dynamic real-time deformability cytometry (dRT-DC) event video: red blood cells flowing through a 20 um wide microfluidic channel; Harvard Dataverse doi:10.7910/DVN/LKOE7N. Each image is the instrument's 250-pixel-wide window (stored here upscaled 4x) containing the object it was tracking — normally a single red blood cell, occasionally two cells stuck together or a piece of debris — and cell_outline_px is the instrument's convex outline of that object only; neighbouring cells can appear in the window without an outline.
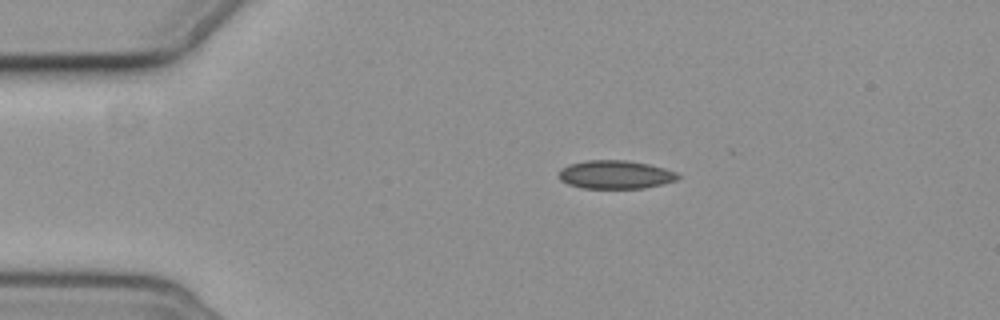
{"species": "common noctule bat (a hibernating species)", "species_latin": "Nyctalus noctula", "temperature_condition": "cold", "stored_images_in_passage": 5, "camera_frame_rate_fps": 3000, "um_per_image_px": 0.085, "animal": {"sex": "female", "body_mass_g": 19.3, "forearm_length_mm": 54.1}, "frame": {"image": 1, "passage_image": 5, "time_ms": 5.0, "image_size_px": [1000, 320], "cell_outline_px": [[680, 176], [676, 180], [644, 188], [584, 188], [568, 184], [560, 180], [560, 168], [568, 164], [584, 160], [628, 160], [648, 164], [664, 168], [676, 172]], "centroid_in_image_um": [52.28, 14.83], "position_along_channel_um": 32.7, "area_um2": 19.65}}